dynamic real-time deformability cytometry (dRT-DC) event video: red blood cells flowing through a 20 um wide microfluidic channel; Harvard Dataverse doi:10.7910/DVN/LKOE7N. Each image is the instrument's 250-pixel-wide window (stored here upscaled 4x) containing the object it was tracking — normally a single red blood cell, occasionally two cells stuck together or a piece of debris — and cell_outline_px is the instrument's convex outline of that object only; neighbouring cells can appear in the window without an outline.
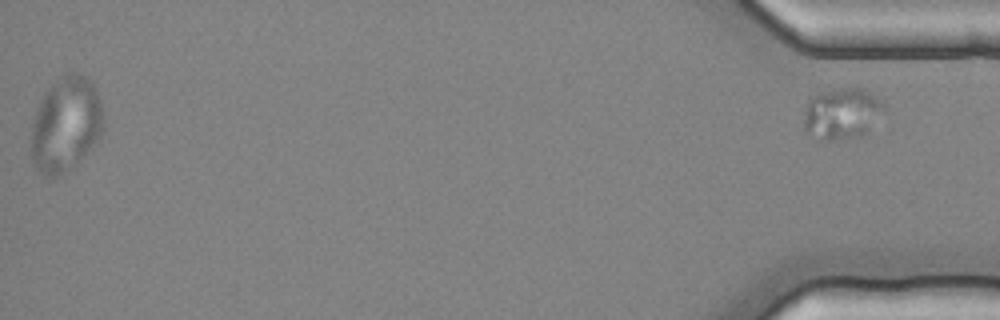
{"species": "common noctule bat (a hibernating species)", "species_latin": "Nyctalus noctula", "temperature_condition": "cold", "stored_images_in_passage": 59, "segment_of_instrument_passage": [2, 2], "camera_frame_rate_fps": 3000, "um_per_image_px": 0.085, "animal": {"sex": "female", "body_mass_g": 25.1}, "frame": {"image": 1, "passage_image": 59, "time_ms": 19.333, "image_size_px": [1000, 320], "cell_outline_px": [[884, 104], [868, 132], [860, 136], [836, 140], [820, 140], [804, 132], [804, 112], [808, 100], [820, 92], [852, 84], [864, 88], [876, 96]], "centroid_in_image_um": [71.51, 9.61], "position_along_channel_um": 363.7, "area_um2": 24.28}}